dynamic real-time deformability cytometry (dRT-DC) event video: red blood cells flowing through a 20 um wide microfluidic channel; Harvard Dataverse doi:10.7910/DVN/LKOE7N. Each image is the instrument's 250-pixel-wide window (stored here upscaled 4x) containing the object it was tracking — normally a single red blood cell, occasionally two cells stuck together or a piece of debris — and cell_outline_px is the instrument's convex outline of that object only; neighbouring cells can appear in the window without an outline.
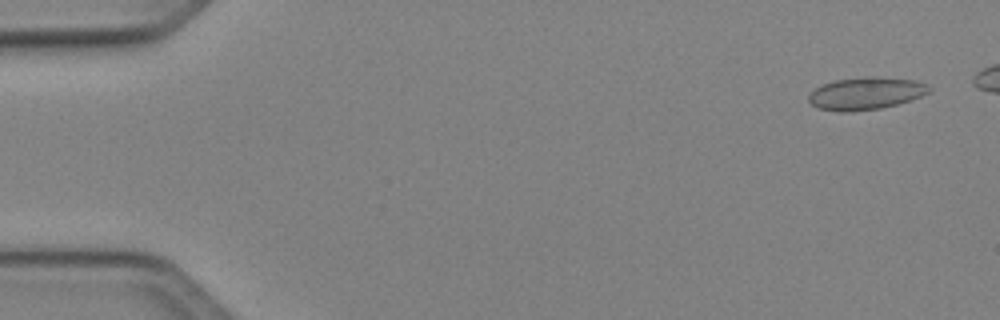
{"species": "Egyptian fruit bat (a non-hibernating species)", "species_latin": "Rousettus aegyptiacus", "temperature_condition": "cold", "stored_images_in_passage": 45, "camera_frame_rate_fps": 3000, "um_per_image_px": 0.085, "animal": {"sex": "female"}, "frame": {"image": 1, "passage_image": 3, "time_ms": 0.667, "image_size_px": [1000, 320], "cell_outline_px": [[932, 88], [928, 92], [920, 96], [896, 104], [880, 108], [844, 112], [840, 112], [820, 108], [812, 104], [808, 100], [808, 96], [816, 88], [824, 84], [836, 80], [868, 76], [872, 76], [912, 80], [924, 84]], "centroid_in_image_um": [73.57, 7.94], "position_along_channel_um": 11.4, "area_um2": 22.2}}
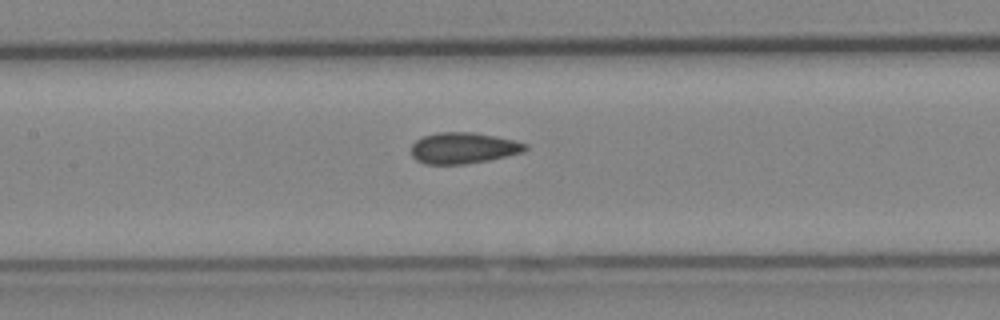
{"frame": {"image": 2, "passage_image": 24, "time_ms": 7.667, "image_size_px": [1000, 320], "cell_outline_px": [[528, 148], [520, 152], [488, 160], [464, 164], [424, 164], [416, 160], [412, 156], [412, 144], [416, 140], [424, 136], [440, 132], [472, 132], [496, 136], [528, 144]], "centroid_in_image_um": [39.35, 12.58], "position_along_channel_um": 168.1, "area_um2": 20.46}}
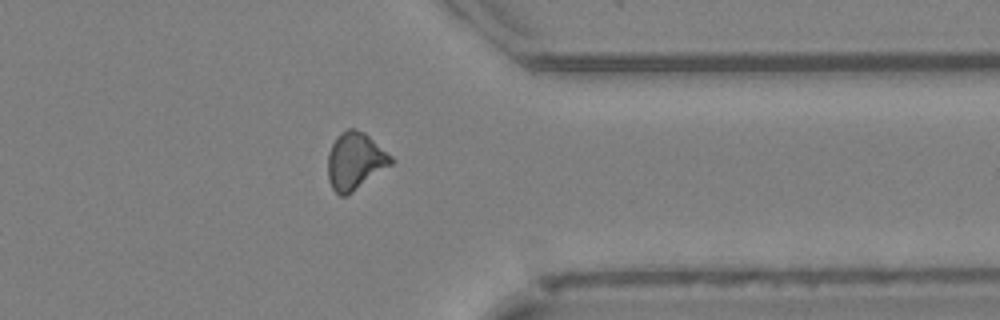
{"frame": {"image": 3, "passage_image": 40, "time_ms": 13.0, "image_size_px": [1000, 320], "cell_outline_px": [[396, 160], [392, 164], [348, 196], [340, 196], [332, 188], [328, 180], [328, 152], [336, 136], [340, 132], [348, 128], [352, 128], [364, 132], [392, 156]], "centroid_in_image_um": [30.18, 13.7], "position_along_channel_um": 381.2, "area_um2": 21.27}}